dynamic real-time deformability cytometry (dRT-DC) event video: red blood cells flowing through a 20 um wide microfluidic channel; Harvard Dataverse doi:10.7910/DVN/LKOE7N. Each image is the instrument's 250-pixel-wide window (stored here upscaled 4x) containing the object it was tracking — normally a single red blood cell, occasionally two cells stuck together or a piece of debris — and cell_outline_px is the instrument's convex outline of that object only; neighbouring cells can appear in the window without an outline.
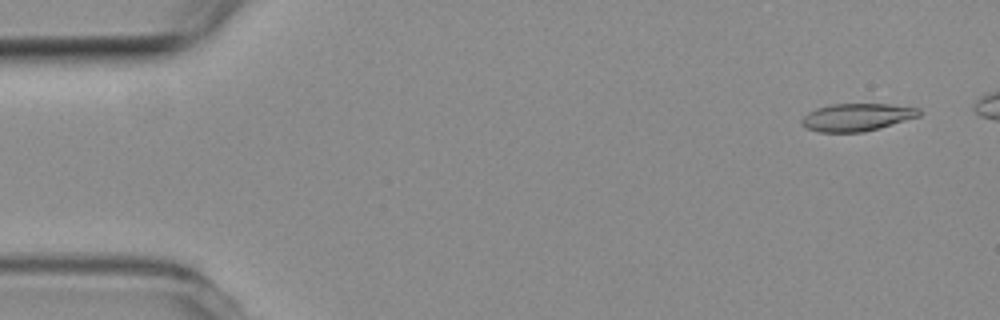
{"species": "common noctule bat (a hibernating species)", "species_latin": "Nyctalus noctula", "temperature_condition": "room temperature", "stored_images_in_passage": 48, "camera_frame_rate_fps": 3000, "um_per_image_px": 0.085, "animal": {"sex": "female", "body_mass_g": 19.3, "forearm_length_mm": 54.1}, "frame": {"image": 1, "passage_image": 3, "time_ms": 0.667, "image_size_px": [1000, 320], "cell_outline_px": [[920, 116], [864, 132], [820, 132], [808, 128], [800, 120], [808, 112], [816, 108], [832, 104], [888, 104], [920, 108]], "centroid_in_image_um": [72.84, 9.95], "position_along_channel_um": 12.2, "area_um2": 18.67}}
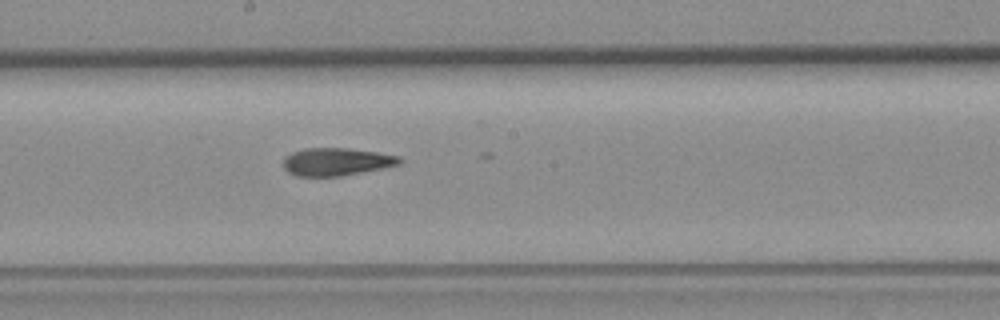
{"frame": {"image": 2, "passage_image": 29, "time_ms": 9.333, "image_size_px": [1000, 320], "cell_outline_px": [[404, 160], [400, 164], [340, 176], [296, 176], [288, 172], [284, 168], [284, 156], [292, 152], [304, 148], [348, 148], [376, 152], [400, 156]], "centroid_in_image_um": [28.58, 13.74], "position_along_channel_um": 219.6, "area_um2": 18.73}}
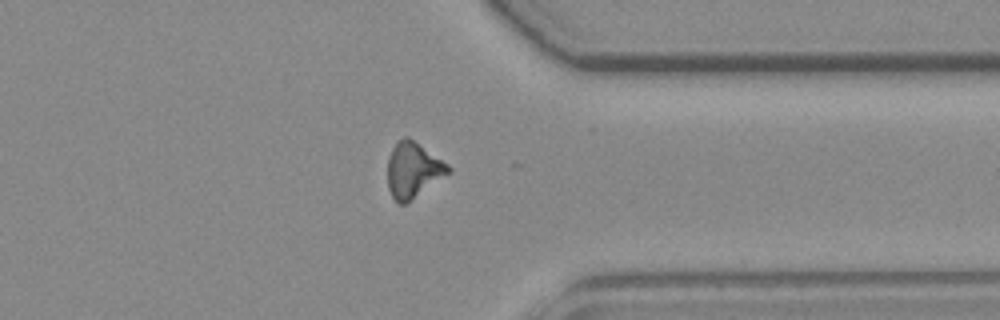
{"frame": {"image": 3, "passage_image": 42, "time_ms": 13.667, "image_size_px": [1000, 320], "cell_outline_px": [[452, 172], [404, 204], [400, 204], [392, 196], [388, 188], [388, 156], [392, 148], [404, 136], [408, 136], [448, 164], [452, 168]], "centroid_in_image_um": [35.12, 14.44], "position_along_channel_um": 376.3, "area_um2": 19.42}, "authors_computed_cell_mechanics": {"area_um2": 19.2185, "velocity_mm_per_s": 3.7596, "shape_relaxation_time_tau1_ms": 11.1647, "shape_relaxation_time_tau2_ms": 3.5124, "deformation_change_tau1": 0.2799, "deformation_change_tau2": 0.1234}}